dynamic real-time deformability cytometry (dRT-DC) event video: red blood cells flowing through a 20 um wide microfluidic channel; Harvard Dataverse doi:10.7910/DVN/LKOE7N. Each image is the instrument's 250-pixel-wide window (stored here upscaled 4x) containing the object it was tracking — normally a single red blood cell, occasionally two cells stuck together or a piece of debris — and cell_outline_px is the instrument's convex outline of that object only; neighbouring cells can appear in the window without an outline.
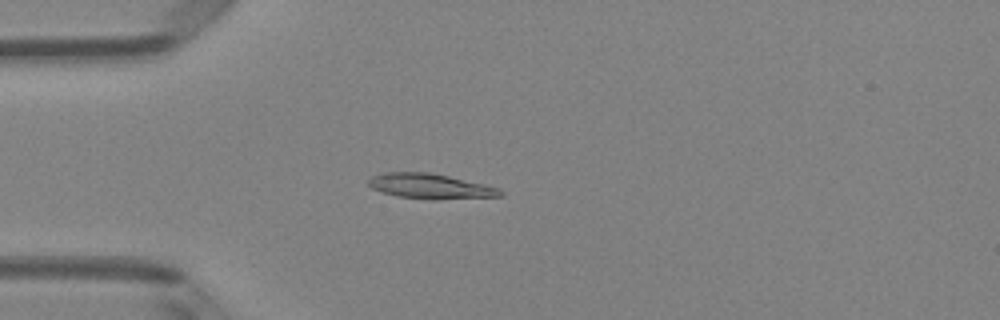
{"species": "Egyptian fruit bat (a non-hibernating species)", "species_latin": "Rousettus aegyptiacus", "temperature_condition": "room temperature", "stored_images_in_passage": 51, "camera_frame_rate_fps": 3000, "um_per_image_px": 0.085, "animal": {"sex": "female"}, "frame": {"image": 1, "passage_image": 14, "time_ms": 4.333, "image_size_px": [1000, 320], "cell_outline_px": [[504, 196], [436, 200], [432, 200], [396, 196], [372, 188], [368, 184], [368, 180], [372, 176], [384, 172], [428, 172], [448, 176], [484, 184], [500, 188], [504, 192]], "centroid_in_image_um": [36.61, 15.84], "position_along_channel_um": 48.4, "area_um2": 19.36}}
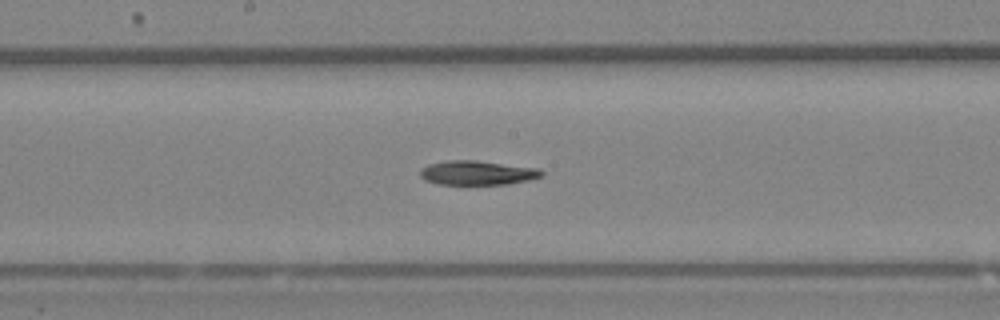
{"frame": {"image": 2, "passage_image": 27, "time_ms": 8.667, "image_size_px": [1000, 320], "cell_outline_px": [[544, 176], [532, 180], [508, 184], [436, 184], [424, 180], [420, 176], [420, 172], [428, 164], [448, 160], [472, 160], [536, 168], [544, 172]], "centroid_in_image_um": [40.58, 14.7], "position_along_channel_um": 207.6, "area_um2": 17.11}}
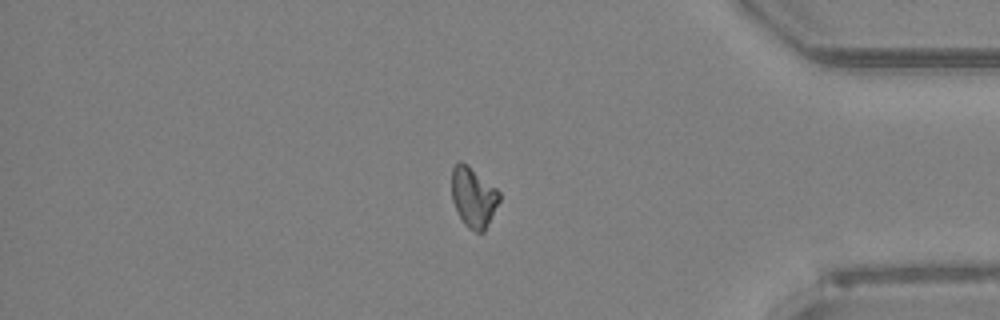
{"frame": {"image": 3, "passage_image": 43, "time_ms": 14.0, "image_size_px": [1000, 320], "cell_outline_px": [[500, 200], [484, 232], [476, 232], [468, 228], [464, 224], [452, 200], [452, 168], [460, 160], [496, 188], [500, 192]], "centroid_in_image_um": [40.24, 16.78], "position_along_channel_um": 395.0, "area_um2": 16.36}, "authors_computed_cell_mechanics": {"area_um2": 17.4556, "velocity_mm_per_s": 4.0099, "shape_relaxation_time_tau1_ms": 2.3924, "shape_relaxation_time_tau2_ms": null, "deformation_change_tau1": 0.1261, "deformation_change_tau2": null}}